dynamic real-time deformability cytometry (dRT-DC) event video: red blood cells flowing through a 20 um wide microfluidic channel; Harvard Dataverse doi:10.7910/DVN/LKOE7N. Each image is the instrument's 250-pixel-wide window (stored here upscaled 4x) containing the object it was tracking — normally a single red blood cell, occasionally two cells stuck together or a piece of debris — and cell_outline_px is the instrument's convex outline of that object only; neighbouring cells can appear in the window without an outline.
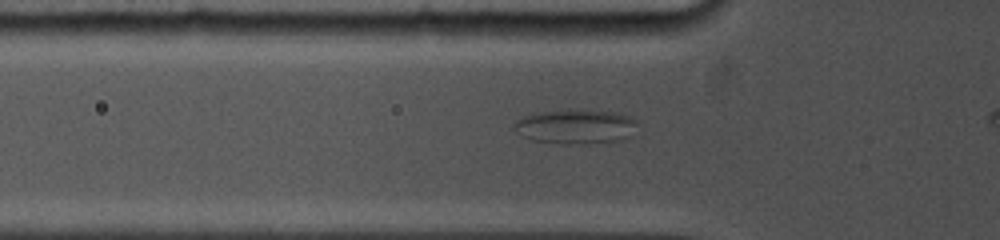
{"species": "common noctule bat (a hibernating species)", "species_latin": "Nyctalus noctula", "temperature_condition": "cold", "stored_images_in_passage": 46, "segment_of_instrument_passage": [1, 2], "camera_frame_rate_fps": 5000, "um_per_image_px": 0.085, "animal": {"sex": "female", "body_mass_g": 19.0, "forearm_length_mm": 53.3}, "frame": {"image": 1, "passage_image": 9, "time_ms": 2.0, "image_size_px": [1000, 240], "cell_outline_px": [[636, 124], [632, 136], [616, 140], [588, 144], [564, 144], [532, 140], [516, 132], [512, 128], [512, 124], [516, 120], [532, 112], [580, 108], [616, 112], [628, 116], [636, 120]], "centroid_in_image_um": [48.89, 10.73], "position_along_channel_um": 76.9, "area_um2": 25.32}}
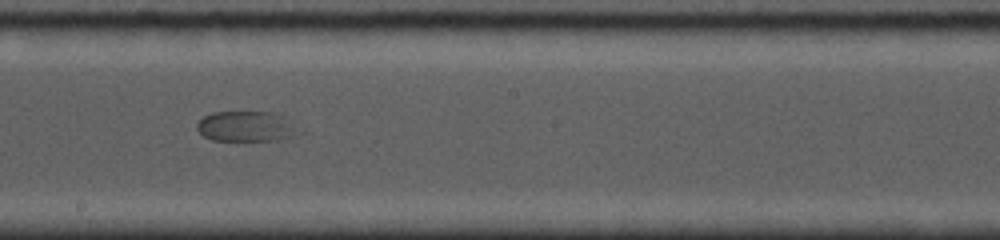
{"frame": {"image": 2, "passage_image": 25, "time_ms": 6.0, "image_size_px": [1000, 240], "cell_outline_px": [[292, 132], [288, 136], [280, 140], [212, 140], [204, 136], [196, 128], [196, 124], [204, 116], [212, 112], [272, 112], [284, 116]], "centroid_in_image_um": [20.74, 10.73], "position_along_channel_um": 227.5, "area_um2": 17.11}}
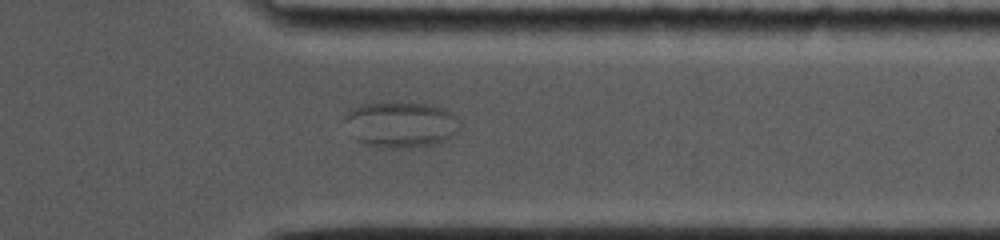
{"frame": {"image": 3, "passage_image": 41, "time_ms": 10.0, "image_size_px": [1000, 240], "cell_outline_px": [[460, 132], [456, 136], [448, 140], [436, 144], [404, 148], [396, 148], [364, 144], [356, 140], [352, 136], [344, 120], [344, 116], [352, 108], [360, 104], [436, 104], [444, 108], [456, 116], [460, 124]], "centroid_in_image_um": [34.13, 10.61], "position_along_channel_um": 377.3, "area_um2": 30.81}}